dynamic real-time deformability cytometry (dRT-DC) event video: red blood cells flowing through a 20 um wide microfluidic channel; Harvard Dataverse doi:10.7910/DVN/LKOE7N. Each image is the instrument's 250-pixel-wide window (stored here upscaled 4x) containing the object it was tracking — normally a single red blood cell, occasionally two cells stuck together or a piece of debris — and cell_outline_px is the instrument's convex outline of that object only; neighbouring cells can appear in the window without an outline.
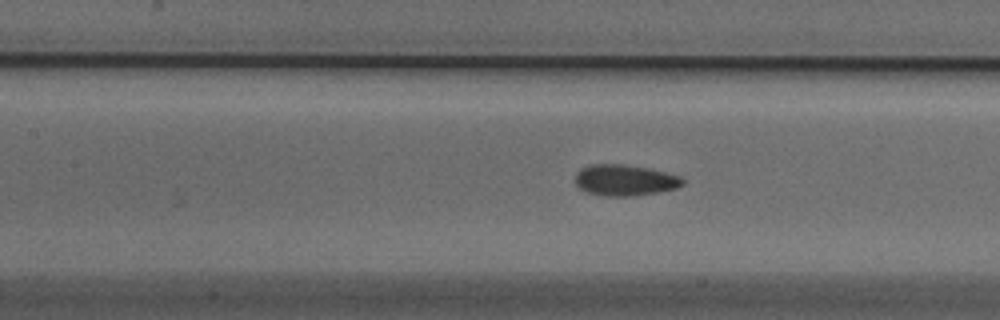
{"species": "Egyptian fruit bat (a non-hibernating species)", "species_latin": "Rousettus aegyptiacus", "temperature_condition": "cold", "stored_images_in_passage": 38, "camera_frame_rate_fps": 3000, "um_per_image_px": 0.085, "animal": {"sex": "male"}, "frame": {"image": 1, "passage_image": 19, "time_ms": 6.0, "image_size_px": [1000, 320], "cell_outline_px": [[684, 184], [676, 188], [660, 192], [628, 196], [608, 196], [588, 192], [580, 188], [576, 184], [576, 172], [580, 168], [588, 164], [624, 164], [652, 168], [680, 176], [684, 180]], "centroid_in_image_um": [53.13, 15.29], "position_along_channel_um": 154.3, "area_um2": 19.59}}
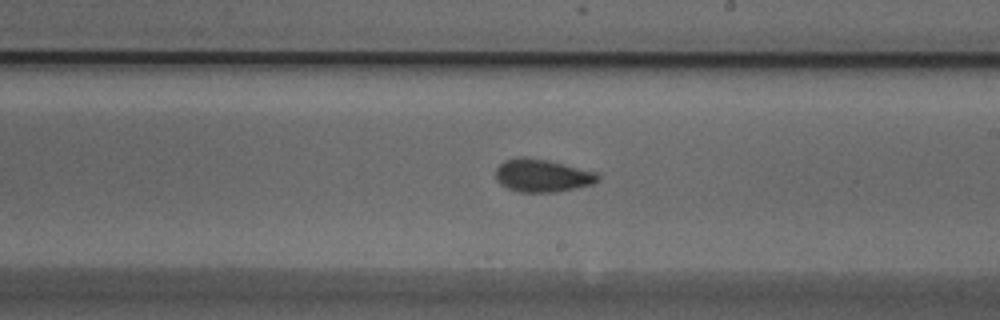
{"frame": {"image": 2, "passage_image": 26, "time_ms": 8.333, "image_size_px": [1000, 320], "cell_outline_px": [[600, 180], [592, 184], [576, 188], [556, 192], [520, 192], [508, 188], [500, 184], [496, 180], [496, 168], [504, 160], [520, 156], [528, 156], [548, 160], [596, 172], [600, 176]], "centroid_in_image_um": [46.08, 14.91], "position_along_channel_um": 242.9, "area_um2": 19.71}}
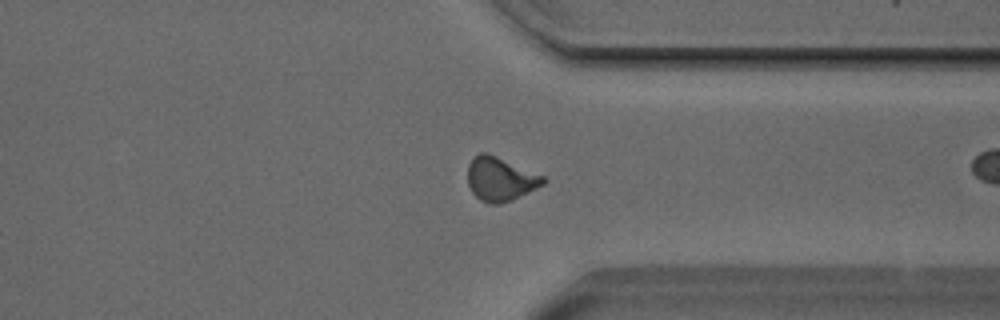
{"frame": {"image": 3, "passage_image": 36, "time_ms": 11.667, "image_size_px": [1000, 320], "cell_outline_px": [[548, 180], [544, 184], [512, 200], [500, 204], [488, 204], [480, 200], [472, 192], [468, 184], [468, 164], [472, 156], [480, 152], [488, 152], [544, 176]], "centroid_in_image_um": [42.51, 15.2], "position_along_channel_um": 368.9, "area_um2": 19.48}}